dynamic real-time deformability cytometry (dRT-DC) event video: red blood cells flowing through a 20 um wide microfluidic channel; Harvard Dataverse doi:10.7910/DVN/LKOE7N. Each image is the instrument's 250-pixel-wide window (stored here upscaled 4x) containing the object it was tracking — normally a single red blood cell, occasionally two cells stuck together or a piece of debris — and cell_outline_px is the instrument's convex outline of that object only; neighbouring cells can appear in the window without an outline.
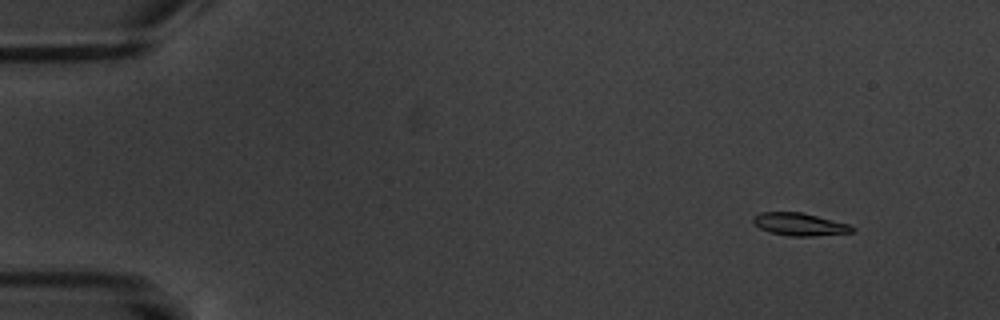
{"species": "common noctule bat (a hibernating species)", "species_latin": "Nyctalus noctula", "temperature_condition": "warm", "stored_images_in_passage": 7, "camera_frame_rate_fps": 3000, "um_per_image_px": 0.085, "animal": {"sex": "male", "body_mass_g": 20.1, "forearm_length_mm": 53.5}, "frame": {"image": 1, "passage_image": 1, "time_ms": 0.0, "image_size_px": [1000, 320], "cell_outline_px": [[856, 232], [808, 236], [788, 236], [768, 232], [752, 224], [752, 220], [760, 212], [804, 212], [848, 224], [856, 228]], "centroid_in_image_um": [67.97, 19.06], "position_along_channel_um": 17.0, "area_um2": 13.18}}
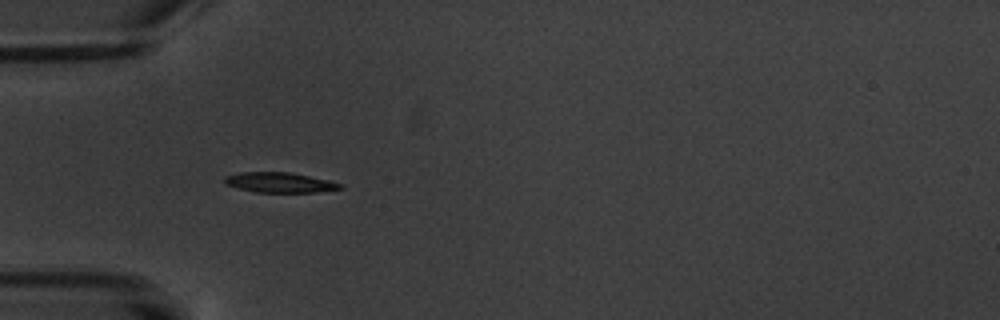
{"frame": {"image": 2, "passage_image": 5, "time_ms": 4.333, "image_size_px": [1000, 320], "cell_outline_px": [[344, 188], [316, 192], [256, 192], [224, 184], [224, 176], [240, 172], [288, 172], [328, 180], [344, 184]], "centroid_in_image_um": [23.77, 15.51], "position_along_channel_um": 61.2, "area_um2": 13.47}}